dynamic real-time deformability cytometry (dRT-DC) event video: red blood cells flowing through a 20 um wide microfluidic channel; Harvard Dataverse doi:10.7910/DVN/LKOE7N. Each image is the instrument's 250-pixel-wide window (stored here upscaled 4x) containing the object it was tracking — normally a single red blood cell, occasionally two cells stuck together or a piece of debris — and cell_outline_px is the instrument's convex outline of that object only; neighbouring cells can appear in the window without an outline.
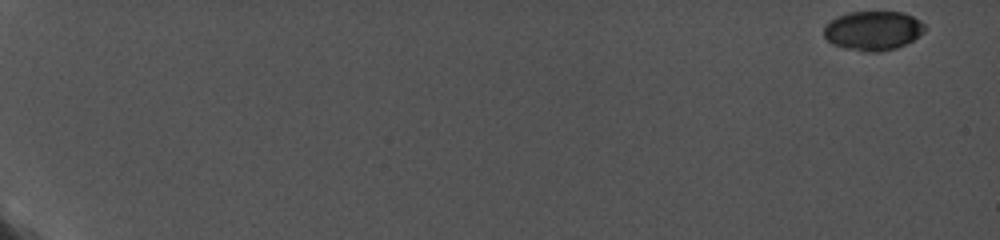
{"species": "common noctule bat (a hibernating species)", "species_latin": "Nyctalus noctula", "temperature_condition": "cold", "stored_images_in_passage": 7, "camera_frame_rate_fps": 5000, "um_per_image_px": 0.085, "animal": {"sex": "female", "body_mass_g": 19.0, "forearm_length_mm": 56.7}, "frame": {"image": 1, "passage_image": 1, "time_ms": 0.0, "image_size_px": [1000, 240], "cell_outline_px": [[924, 32], [912, 40], [896, 48], [876, 52], [868, 52], [844, 48], [832, 44], [824, 36], [824, 24], [836, 16], [848, 12], [900, 12], [912, 16], [920, 20], [924, 24]], "centroid_in_image_um": [74.17, 2.6], "position_along_channel_um": 10.8, "area_um2": 23.06}}
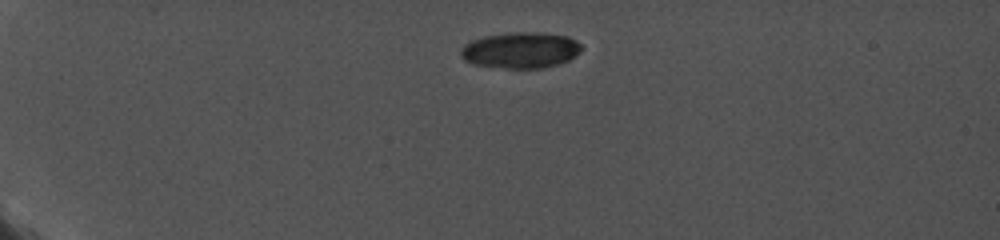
{"frame": {"image": 2, "passage_image": 5, "time_ms": 4.8, "image_size_px": [1000, 240], "cell_outline_px": [[580, 52], [568, 60], [556, 64], [540, 68], [508, 68], [476, 64], [464, 60], [460, 56], [460, 48], [464, 44], [472, 40], [484, 36], [512, 32], [540, 32], [568, 36], [576, 40], [580, 44]], "centroid_in_image_um": [44.23, 4.25], "position_along_channel_um": 40.8, "area_um2": 25.2}}